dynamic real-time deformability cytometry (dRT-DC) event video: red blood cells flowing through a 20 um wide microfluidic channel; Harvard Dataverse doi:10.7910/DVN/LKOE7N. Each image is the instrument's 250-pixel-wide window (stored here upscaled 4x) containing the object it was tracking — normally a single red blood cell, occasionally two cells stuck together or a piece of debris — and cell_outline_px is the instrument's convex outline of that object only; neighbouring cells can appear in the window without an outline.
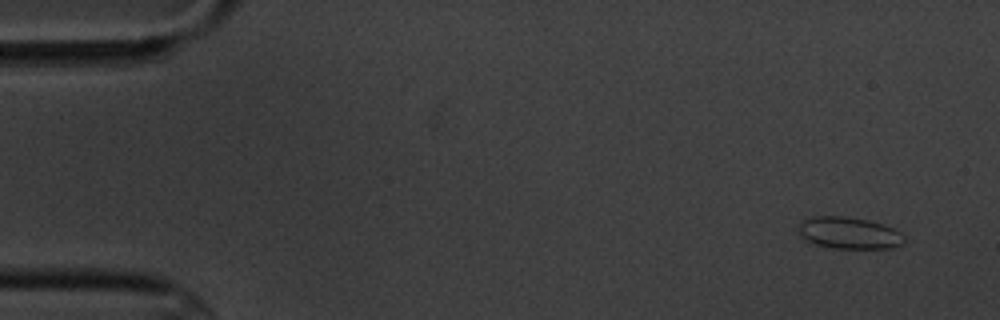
{"species": "common noctule bat (a hibernating species)", "species_latin": "Nyctalus noctula", "temperature_condition": "cold", "stored_images_in_passage": 6, "camera_frame_rate_fps": 3000, "um_per_image_px": 0.085, "animal": {"sex": "male", "body_mass_g": 20.1, "forearm_length_mm": 53.5}, "frame": {"image": 1, "passage_image": 1, "time_ms": 0.0, "image_size_px": [1000, 320], "cell_outline_px": [[908, 240], [904, 244], [892, 248], [832, 248], [816, 244], [800, 236], [796, 232], [796, 228], [804, 220], [816, 216], [844, 216], [868, 220], [884, 224], [900, 232]], "centroid_in_image_um": [72.2, 19.8], "position_along_channel_um": 12.8, "area_um2": 19.77}}
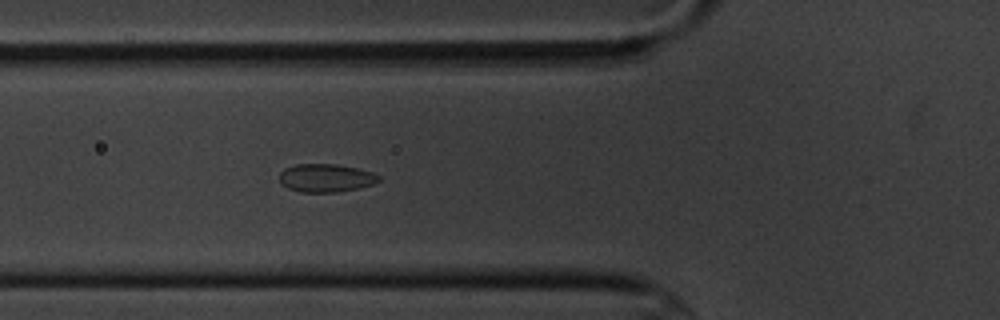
{"frame": {"image": 2, "passage_image": 6, "time_ms": 5.667, "image_size_px": [1000, 320], "cell_outline_px": [[380, 180], [372, 184], [360, 188], [336, 192], [300, 192], [288, 188], [280, 184], [280, 172], [284, 168], [296, 164], [336, 164], [356, 168], [372, 172], [380, 176]], "centroid_in_image_um": [27.68, 15.13], "position_along_channel_um": 98.1, "area_um2": 16.36}}